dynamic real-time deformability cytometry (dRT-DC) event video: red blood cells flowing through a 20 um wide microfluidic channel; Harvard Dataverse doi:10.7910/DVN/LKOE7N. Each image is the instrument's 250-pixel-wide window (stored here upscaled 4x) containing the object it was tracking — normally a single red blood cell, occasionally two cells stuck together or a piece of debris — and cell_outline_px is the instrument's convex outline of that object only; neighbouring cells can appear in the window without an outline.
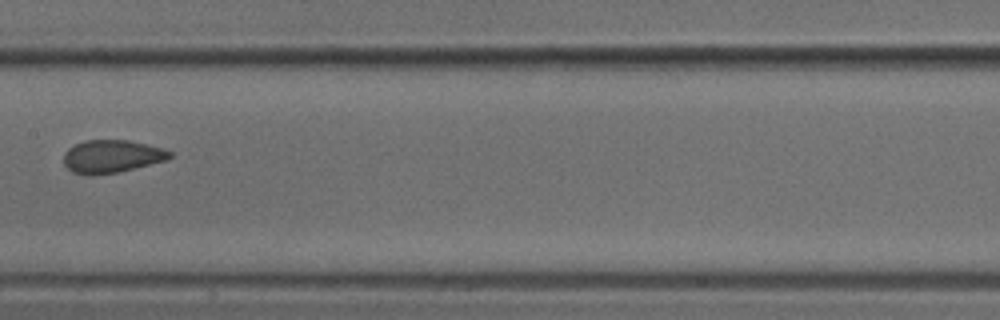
{"species": "common noctule bat (a hibernating species)", "species_latin": "Nyctalus noctula", "temperature_condition": "cold", "stored_images_in_passage": 8, "camera_frame_rate_fps": 3000, "um_per_image_px": 0.085, "animal": {"sex": "male", "body_mass_g": 18.8}, "frame": {"image": 1, "passage_image": 7, "time_ms": 2.0, "image_size_px": [1000, 320], "cell_outline_px": [[172, 156], [168, 160], [116, 172], [72, 172], [64, 164], [64, 152], [68, 148], [84, 140], [128, 140], [164, 148], [172, 152]], "centroid_in_image_um": [9.55, 13.24], "position_along_channel_um": 197.9, "area_um2": 19.71}}
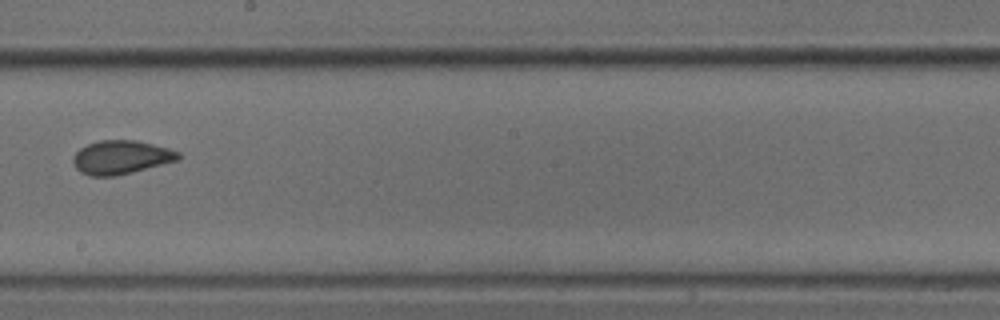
{"frame": {"image": 2, "passage_image": 8, "time_ms": 2.333, "image_size_px": [1000, 320], "cell_outline_px": [[180, 160], [116, 176], [88, 176], [80, 172], [76, 168], [72, 160], [72, 156], [80, 148], [88, 144], [100, 140], [136, 140], [168, 148], [180, 152]], "centroid_in_image_um": [10.28, 13.37], "position_along_channel_um": 237.9, "area_um2": 20.75}}